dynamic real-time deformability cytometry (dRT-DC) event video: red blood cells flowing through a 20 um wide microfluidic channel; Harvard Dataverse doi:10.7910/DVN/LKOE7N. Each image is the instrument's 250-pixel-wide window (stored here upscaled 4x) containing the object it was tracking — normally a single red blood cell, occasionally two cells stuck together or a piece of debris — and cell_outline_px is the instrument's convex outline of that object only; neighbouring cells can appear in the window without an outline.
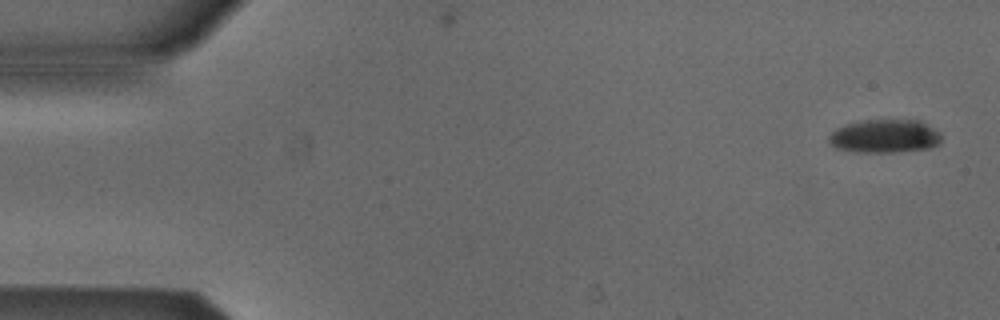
{"species": "Egyptian fruit bat (a non-hibernating species)", "species_latin": "Rousettus aegyptiacus", "temperature_condition": "cold", "stored_images_in_passage": 52, "camera_frame_rate_fps": 3000, "um_per_image_px": 0.085, "animal": {"sex": "male"}, "frame": {"image": 1, "passage_image": 1, "time_ms": 0.0, "image_size_px": [1000, 320], "cell_outline_px": [[940, 144], [928, 148], [892, 152], [860, 152], [836, 148], [828, 140], [828, 136], [836, 128], [844, 124], [864, 120], [920, 120], [940, 132]], "centroid_in_image_um": [75.19, 11.56], "position_along_channel_um": 9.8, "area_um2": 21.85}}
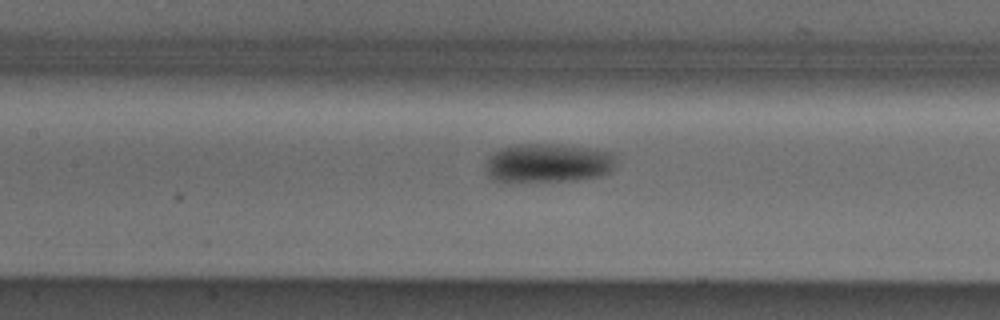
{"frame": {"image": 2, "passage_image": 23, "time_ms": 7.333, "image_size_px": [1000, 320], "cell_outline_px": [[616, 152], [612, 168], [608, 172], [596, 176], [564, 180], [492, 180], [488, 176], [484, 168], [484, 164], [492, 152], [500, 148], [520, 144], [564, 144], [596, 148]], "centroid_in_image_um": [46.57, 13.8], "position_along_channel_um": 160.8, "area_um2": 29.42}}
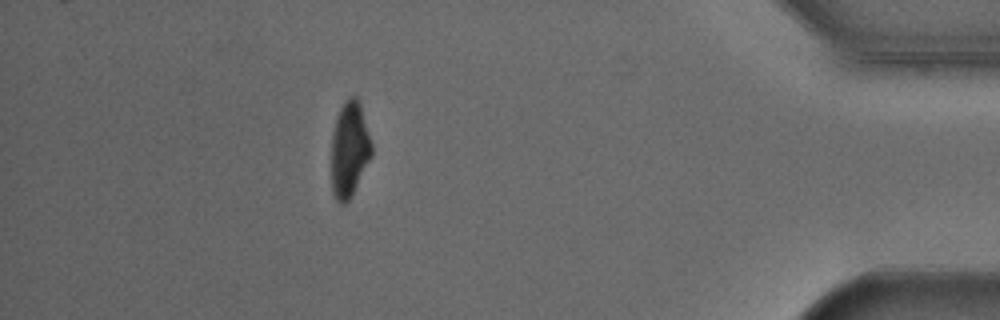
{"frame": {"image": 3, "passage_image": 46, "time_ms": 15.0, "image_size_px": [1000, 320], "cell_outline_px": [[372, 156], [348, 200], [344, 204], [340, 204], [336, 200], [332, 192], [332, 132], [336, 116], [344, 100], [348, 96], [356, 96], [360, 104], [372, 144]], "centroid_in_image_um": [29.69, 12.66], "position_along_channel_um": 405.5, "area_um2": 22.25}, "authors_computed_cell_mechanics": {"area_um2": 25.0274, "velocity_mm_per_s": 3.8627, "shape_relaxation_time_tau1_ms": 5.2873, "shape_relaxation_time_tau2_ms": null, "deformation_change_tau1": 0.1617, "deformation_change_tau2": null}}